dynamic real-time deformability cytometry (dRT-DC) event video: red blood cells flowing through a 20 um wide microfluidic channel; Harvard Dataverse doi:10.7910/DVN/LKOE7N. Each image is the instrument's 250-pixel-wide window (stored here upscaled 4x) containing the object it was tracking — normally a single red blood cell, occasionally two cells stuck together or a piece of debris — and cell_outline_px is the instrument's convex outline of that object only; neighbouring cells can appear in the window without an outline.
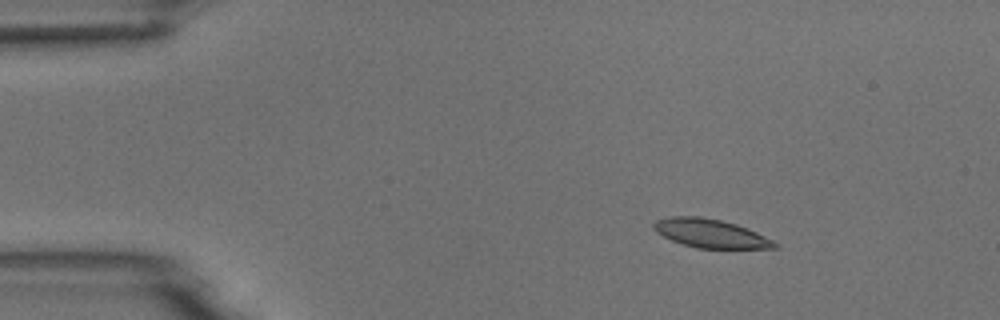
{"species": "common noctule bat (a hibernating species)", "species_latin": "Nyctalus noctula", "temperature_condition": "room temperature", "stored_images_in_passage": 13, "camera_frame_rate_fps": 3000, "um_per_image_px": 0.085, "animal": {"sex": "male", "body_mass_g": 18.8}, "frame": {"image": 1, "passage_image": 3, "time_ms": 2.333, "image_size_px": [1000, 320], "cell_outline_px": [[780, 244], [776, 248], [696, 248], [672, 240], [656, 232], [652, 228], [652, 224], [656, 220], [668, 216], [700, 216], [720, 220], [736, 224], [748, 228]], "centroid_in_image_um": [60.37, 19.83], "position_along_channel_um": 24.6, "area_um2": 20.11}}
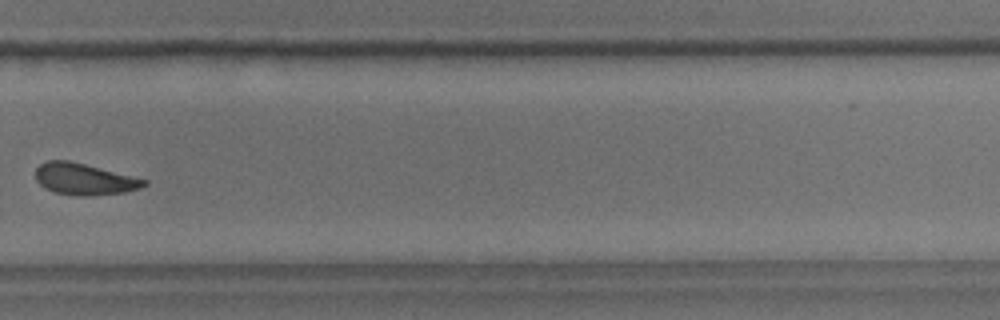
{"frame": {"image": 2, "passage_image": 11, "time_ms": 12.333, "image_size_px": [1000, 320], "cell_outline_px": [[148, 184], [140, 188], [124, 192], [92, 196], [76, 196], [56, 192], [44, 188], [36, 180], [36, 168], [44, 160], [68, 160], [148, 180]], "centroid_in_image_um": [7.14, 15.23], "position_along_channel_um": 322.7, "area_um2": 19.88}}
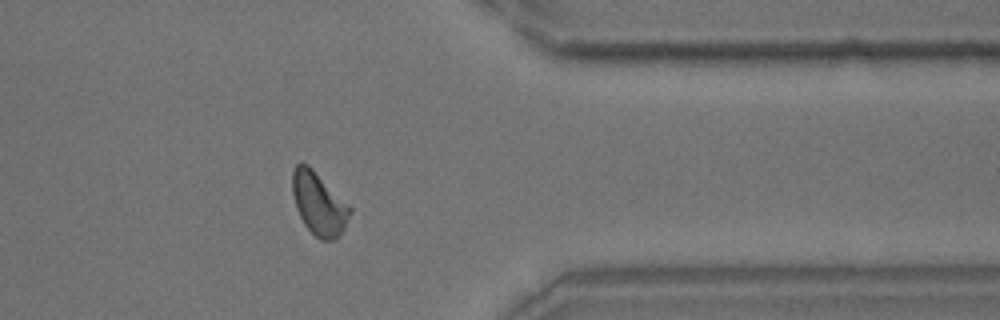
{"frame": {"image": 3, "passage_image": 13, "time_ms": 14.333, "image_size_px": [1000, 320], "cell_outline_px": [[352, 212], [344, 228], [336, 240], [320, 240], [304, 224], [296, 208], [292, 192], [292, 172], [296, 164], [300, 160], [308, 164], [352, 208]], "centroid_in_image_um": [27.09, 17.29], "position_along_channel_um": 384.3, "area_um2": 21.04}, "authors_computed_cell_mechanics": {"area_um2": 20.1722, "velocity_mm_per_s": 3.711, "shape_relaxation_time_tau1_ms": 2.767, "shape_relaxation_time_tau2_ms": 3.2428, "deformation_change_tau1": 0.0711, "deformation_change_tau2": 0.0765}}